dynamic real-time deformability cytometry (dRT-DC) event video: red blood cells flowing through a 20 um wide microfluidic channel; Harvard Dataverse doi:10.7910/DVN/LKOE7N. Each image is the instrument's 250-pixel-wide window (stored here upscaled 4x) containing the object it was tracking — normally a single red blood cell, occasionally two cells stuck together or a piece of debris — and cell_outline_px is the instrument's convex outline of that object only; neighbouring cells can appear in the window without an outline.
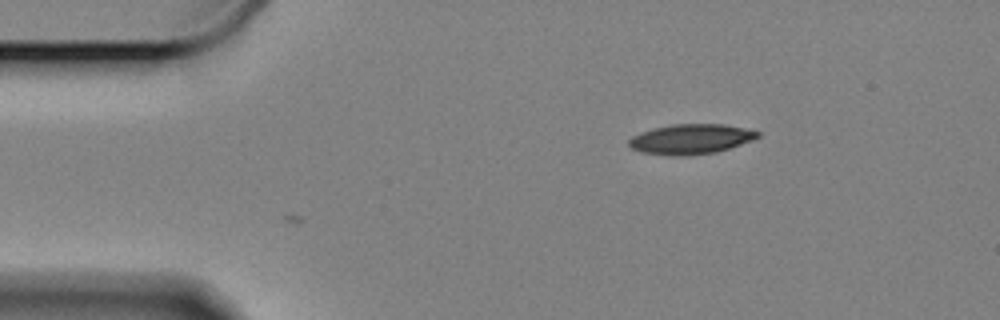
{"species": "Egyptian fruit bat (a non-hibernating species)", "species_latin": "Rousettus aegyptiacus", "temperature_condition": "cold", "stored_images_in_passage": 3, "camera_frame_rate_fps": 3000, "um_per_image_px": 0.085, "animal": {"sex": "female"}, "frame": {"image": 1, "passage_image": 3, "time_ms": 0.667, "image_size_px": [1000, 320], "cell_outline_px": [[760, 136], [752, 140], [716, 152], [676, 156], [672, 156], [640, 152], [632, 148], [628, 144], [628, 140], [632, 136], [640, 132], [672, 124], [724, 124], [744, 128], [760, 132]], "centroid_in_image_um": [58.69, 11.82], "position_along_channel_um": 26.3, "area_um2": 22.31}}